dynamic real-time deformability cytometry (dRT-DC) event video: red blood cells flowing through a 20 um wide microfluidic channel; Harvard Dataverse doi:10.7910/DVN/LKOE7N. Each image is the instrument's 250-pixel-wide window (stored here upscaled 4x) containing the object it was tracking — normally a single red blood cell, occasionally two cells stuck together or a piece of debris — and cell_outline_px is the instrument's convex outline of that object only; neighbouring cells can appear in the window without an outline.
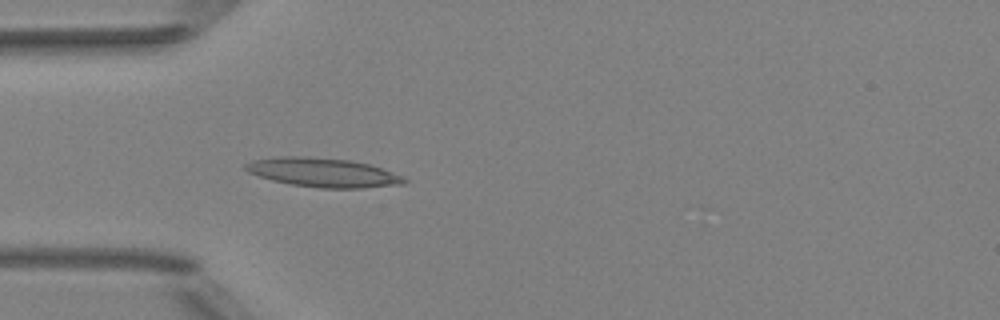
{"species": "Egyptian fruit bat (a non-hibernating species)", "species_latin": "Rousettus aegyptiacus", "temperature_condition": "room temperature", "stored_images_in_passage": 5, "camera_frame_rate_fps": 3000, "um_per_image_px": 0.085, "animal": {"sex": "female"}, "frame": {"image": 1, "passage_image": 5, "time_ms": 1.333, "image_size_px": [1000, 320], "cell_outline_px": [[408, 180], [404, 184], [364, 188], [320, 188], [292, 184], [272, 180], [248, 172], [244, 168], [244, 164], [252, 160], [280, 156], [304, 156], [352, 160], [368, 164], [404, 176]], "centroid_in_image_um": [27.47, 14.66], "position_along_channel_um": 57.5, "area_um2": 26.88}}